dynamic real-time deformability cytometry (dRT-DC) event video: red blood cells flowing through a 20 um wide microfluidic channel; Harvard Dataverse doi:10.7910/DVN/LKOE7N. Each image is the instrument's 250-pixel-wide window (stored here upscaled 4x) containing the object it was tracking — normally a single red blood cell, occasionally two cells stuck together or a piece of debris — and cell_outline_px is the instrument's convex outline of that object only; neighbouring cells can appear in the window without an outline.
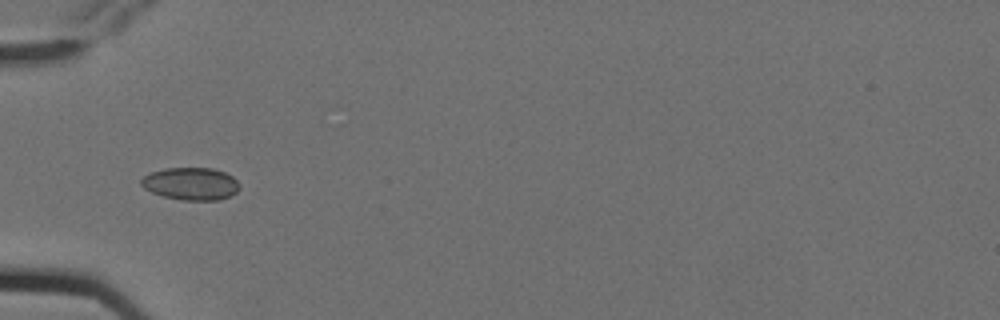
{"species": "Egyptian fruit bat (a non-hibernating species)", "species_latin": "Rousettus aegyptiacus", "temperature_condition": "cold", "stored_images_in_passage": 14, "camera_frame_rate_fps": 3000, "um_per_image_px": 0.085, "animal": {"sex": "female"}, "frame": {"image": 1, "passage_image": 5, "time_ms": 1.333, "image_size_px": [1000, 320], "cell_outline_px": [[240, 188], [236, 192], [220, 200], [180, 200], [164, 196], [152, 192], [144, 188], [140, 184], [140, 180], [144, 176], [152, 172], [164, 168], [212, 168], [224, 172], [232, 176], [236, 180]], "centroid_in_image_um": [16.21, 15.62], "position_along_channel_um": 68.8, "area_um2": 18.55}}
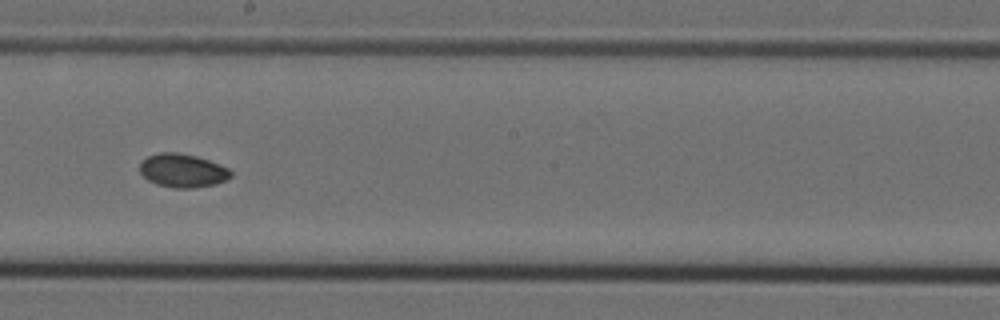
{"frame": {"image": 2, "passage_image": 9, "time_ms": 2.667, "image_size_px": [1000, 320], "cell_outline_px": [[232, 176], [228, 180], [216, 184], [192, 188], [172, 188], [156, 184], [148, 180], [140, 172], [140, 160], [148, 156], [160, 152], [176, 152], [196, 156], [208, 160], [228, 168], [232, 172]], "centroid_in_image_um": [15.52, 14.5], "position_along_channel_um": 232.7, "area_um2": 17.92}}
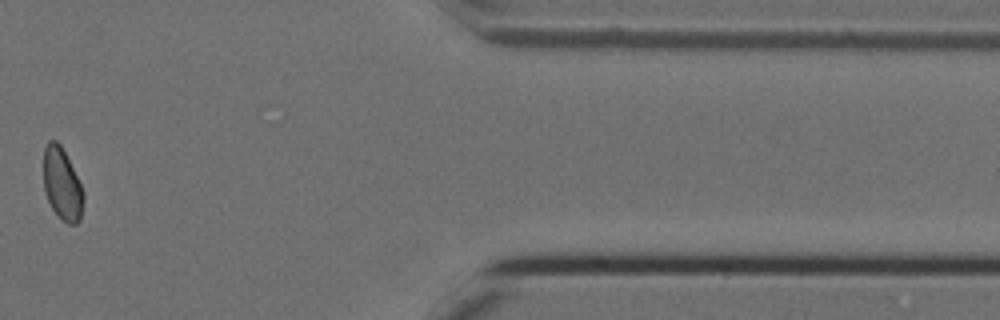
{"frame": {"image": 3, "passage_image": 13, "time_ms": 4.0, "image_size_px": [1000, 320], "cell_outline_px": [[84, 200], [80, 220], [76, 224], [68, 224], [52, 208], [44, 192], [44, 148], [48, 140], [56, 140], [60, 144], [84, 192]], "centroid_in_image_um": [5.27, 15.65], "position_along_channel_um": 406.1, "area_um2": 16.47}}